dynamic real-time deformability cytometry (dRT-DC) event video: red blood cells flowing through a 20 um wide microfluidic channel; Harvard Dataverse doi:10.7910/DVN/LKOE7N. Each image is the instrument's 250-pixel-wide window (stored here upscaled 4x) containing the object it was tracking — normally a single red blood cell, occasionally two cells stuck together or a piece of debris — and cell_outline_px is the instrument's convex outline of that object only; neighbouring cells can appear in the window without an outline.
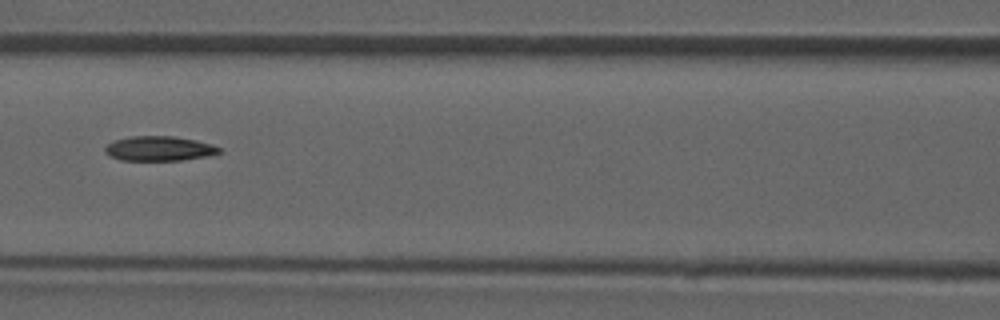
{"species": "common noctule bat (a hibernating species)", "species_latin": "Nyctalus noctula", "temperature_condition": "room temperature", "stored_images_in_passage": 49, "camera_frame_rate_fps": 3000, "um_per_image_px": 0.085, "animal": {"sex": "male", "forearm_length_mm": 52.5}, "frame": {"image": 1, "passage_image": 22, "time_ms": 7.0, "image_size_px": [1000, 320], "cell_outline_px": [[220, 152], [204, 156], [180, 160], [120, 160], [104, 152], [104, 148], [108, 144], [116, 140], [132, 136], [172, 136], [196, 140], [212, 144], [220, 148]], "centroid_in_image_um": [13.51, 12.62], "position_along_channel_um": 153.1, "area_um2": 16.13}}